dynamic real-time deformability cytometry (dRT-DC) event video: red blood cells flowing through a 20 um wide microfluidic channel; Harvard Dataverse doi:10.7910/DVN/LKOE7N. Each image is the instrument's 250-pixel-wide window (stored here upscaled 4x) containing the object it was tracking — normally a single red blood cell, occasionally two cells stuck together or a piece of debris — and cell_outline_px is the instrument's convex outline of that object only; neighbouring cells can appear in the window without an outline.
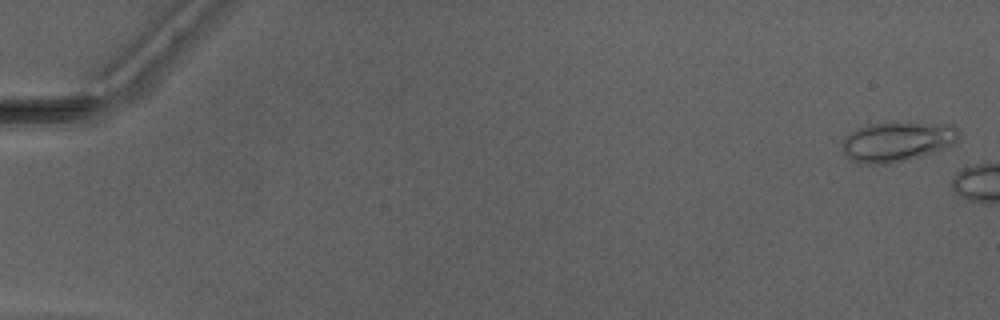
{"species": "Egyptian fruit bat (a non-hibernating species)", "species_latin": "Rousettus aegyptiacus", "temperature_condition": "warm", "stored_images_in_passage": 5, "camera_frame_rate_fps": 3000, "um_per_image_px": 0.085, "animal": {"sex": "male"}, "frame": {"image": 1, "passage_image": 1, "time_ms": 0.0, "image_size_px": [1000, 320], "cell_outline_px": [[960, 136], [952, 144], [944, 148], [920, 156], [888, 164], [868, 164], [848, 160], [844, 152], [844, 136], [856, 128], [872, 124], [952, 124], [960, 132]], "centroid_in_image_um": [76.24, 12.06], "position_along_channel_um": 8.8, "area_um2": 26.41}}